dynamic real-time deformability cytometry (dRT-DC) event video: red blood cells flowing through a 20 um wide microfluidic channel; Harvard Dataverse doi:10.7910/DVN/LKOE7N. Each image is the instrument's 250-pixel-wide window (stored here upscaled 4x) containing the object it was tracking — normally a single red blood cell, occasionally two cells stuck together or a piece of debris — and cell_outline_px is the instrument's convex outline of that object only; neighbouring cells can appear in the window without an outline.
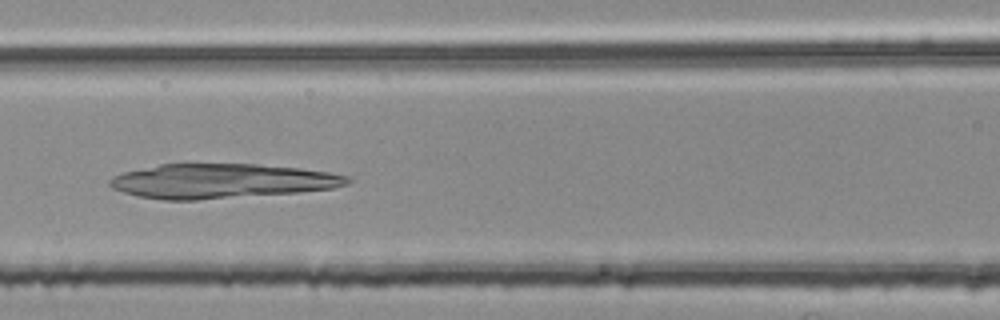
{"species": "common noctule bat (a hibernating species)", "species_latin": "Nyctalus noctula", "temperature_condition": "room temperature", "stored_images_in_passage": 39, "camera_frame_rate_fps": 3000, "um_per_image_px": 0.085, "animal": {"sex": "female", "body_mass_g": 25.1}, "frame": {"image": 1, "passage_image": 13, "time_ms": 4.0, "image_size_px": [1000, 320], "cell_outline_px": [[352, 180], [348, 184], [332, 188], [300, 192], [196, 200], [164, 200], [136, 196], [112, 188], [108, 184], [108, 180], [112, 176], [124, 172], [160, 164], [256, 164], [300, 168], [328, 172], [348, 176]], "centroid_in_image_um": [18.81, 15.39], "position_along_channel_um": 147.8, "area_um2": 47.8}}
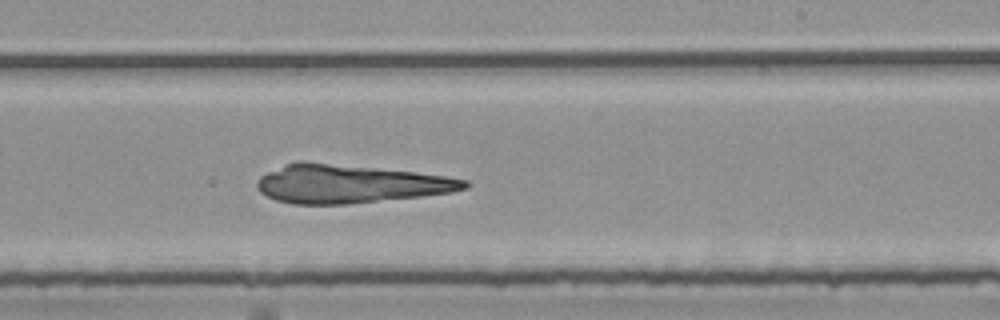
{"frame": {"image": 2, "passage_image": 22, "time_ms": 7.0, "image_size_px": [1000, 320], "cell_outline_px": [[468, 188], [452, 192], [420, 196], [348, 204], [292, 204], [276, 200], [260, 192], [256, 188], [256, 184], [260, 176], [284, 164], [300, 160], [304, 160], [412, 172], [444, 176], [468, 180]], "centroid_in_image_um": [29.68, 15.62], "position_along_channel_um": 259.3, "area_um2": 46.24}}
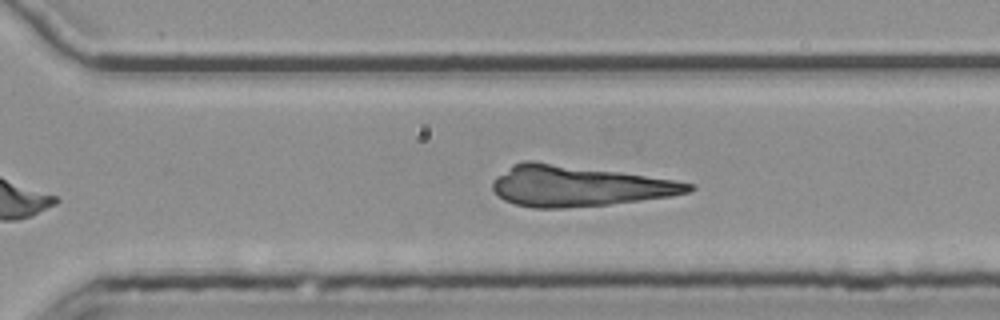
{"frame": {"image": 3, "passage_image": 27, "time_ms": 8.667, "image_size_px": [1000, 320], "cell_outline_px": [[696, 188], [688, 192], [672, 196], [608, 204], [564, 208], [532, 208], [516, 204], [504, 200], [492, 188], [492, 180], [496, 176], [512, 164], [524, 160], [532, 160], [620, 172], [676, 180], [692, 184]], "centroid_in_image_um": [49.14, 15.8], "position_along_channel_um": 321.5, "area_um2": 46.36}}